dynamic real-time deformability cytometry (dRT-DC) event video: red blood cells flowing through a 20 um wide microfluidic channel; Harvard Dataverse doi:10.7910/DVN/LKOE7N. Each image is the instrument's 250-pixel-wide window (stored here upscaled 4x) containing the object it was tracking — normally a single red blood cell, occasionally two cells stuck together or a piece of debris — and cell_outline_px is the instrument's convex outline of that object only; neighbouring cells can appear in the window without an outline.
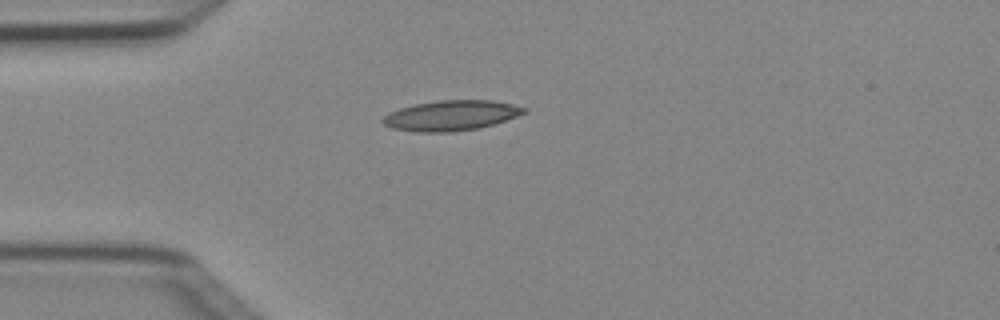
{"species": "Egyptian fruit bat (a non-hibernating species)", "species_latin": "Rousettus aegyptiacus", "temperature_condition": "cold", "stored_images_in_passage": 1, "camera_frame_rate_fps": 3000, "um_per_image_px": 0.085, "animal": {"sex": "female"}, "frame": {"image": 1, "passage_image": 1, "time_ms": 0.0, "image_size_px": [1000, 320], "cell_outline_px": [[528, 112], [480, 128], [452, 132], [420, 132], [392, 128], [384, 124], [380, 120], [388, 112], [400, 108], [416, 104], [440, 100], [492, 100], [512, 104], [528, 108]], "centroid_in_image_um": [38.34, 9.81], "position_along_channel_um": 46.7, "area_um2": 24.8}}